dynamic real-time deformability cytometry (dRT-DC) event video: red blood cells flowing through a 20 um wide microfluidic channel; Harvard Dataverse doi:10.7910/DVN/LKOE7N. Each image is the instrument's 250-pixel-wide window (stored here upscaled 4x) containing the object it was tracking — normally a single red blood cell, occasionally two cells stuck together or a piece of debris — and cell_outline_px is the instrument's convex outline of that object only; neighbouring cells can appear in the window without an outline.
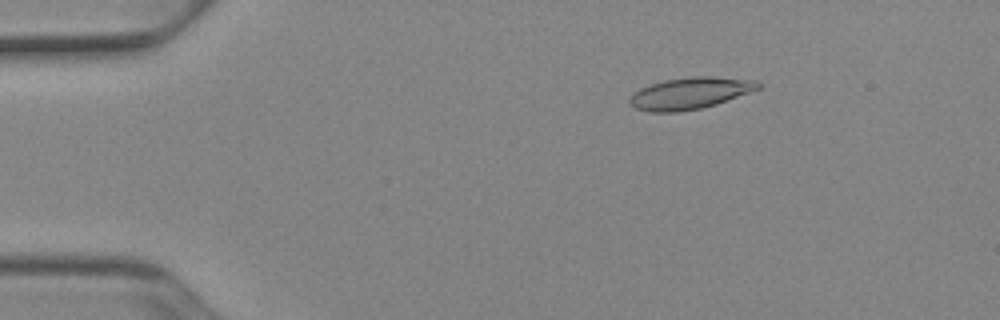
{"species": "Egyptian fruit bat (a non-hibernating species)", "species_latin": "Rousettus aegyptiacus", "temperature_condition": "cold", "stored_images_in_passage": 52, "camera_frame_rate_fps": 3000, "um_per_image_px": 0.085, "animal": {"sex": "female"}, "frame": {"image": 1, "passage_image": 9, "time_ms": 2.667, "image_size_px": [1000, 320], "cell_outline_px": [[764, 84], [760, 88], [716, 104], [700, 108], [680, 112], [652, 112], [636, 108], [628, 104], [628, 100], [640, 88], [664, 80], [692, 76], [712, 76], [756, 80]], "centroid_in_image_um": [58.67, 7.92], "position_along_channel_um": 26.3, "area_um2": 23.64}}
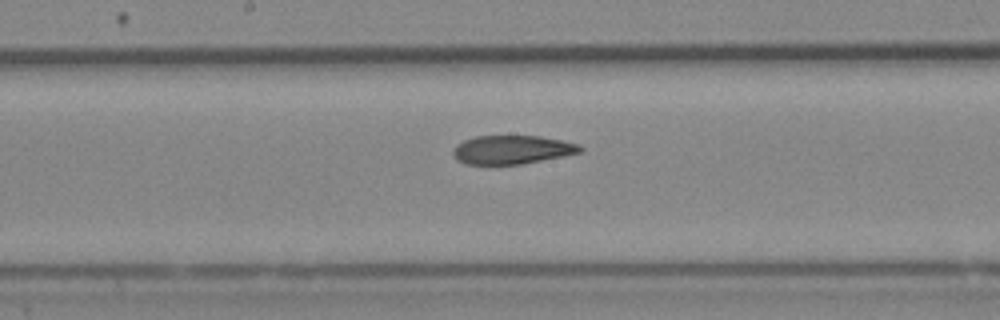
{"frame": {"image": 2, "passage_image": 28, "time_ms": 9.0, "image_size_px": [1000, 320], "cell_outline_px": [[584, 148], [580, 152], [564, 156], [520, 164], [464, 164], [456, 160], [452, 156], [452, 148], [456, 144], [464, 140], [476, 136], [540, 136], [580, 144]], "centroid_in_image_um": [43.48, 12.72], "position_along_channel_um": 204.7, "area_um2": 21.33}}
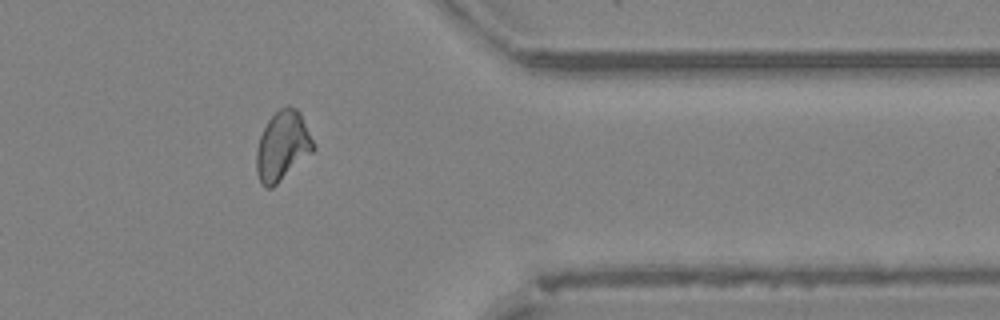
{"frame": {"image": 3, "passage_image": 43, "time_ms": 14.0, "image_size_px": [1000, 320], "cell_outline_px": [[316, 148], [312, 152], [272, 188], [264, 188], [260, 184], [256, 172], [256, 148], [260, 136], [268, 120], [280, 108], [288, 104], [296, 108], [300, 112]], "centroid_in_image_um": [23.99, 12.41], "position_along_channel_um": 387.4, "area_um2": 23.0}, "authors_computed_cell_mechanics": {"area_um2": 22.7154, "velocity_mm_per_s": 3.9094, "shape_relaxation_time_tau1_ms": null, "shape_relaxation_time_tau2_ms": 4.6003, "deformation_change_tau1": null, "deformation_change_tau2": 0.1171}}